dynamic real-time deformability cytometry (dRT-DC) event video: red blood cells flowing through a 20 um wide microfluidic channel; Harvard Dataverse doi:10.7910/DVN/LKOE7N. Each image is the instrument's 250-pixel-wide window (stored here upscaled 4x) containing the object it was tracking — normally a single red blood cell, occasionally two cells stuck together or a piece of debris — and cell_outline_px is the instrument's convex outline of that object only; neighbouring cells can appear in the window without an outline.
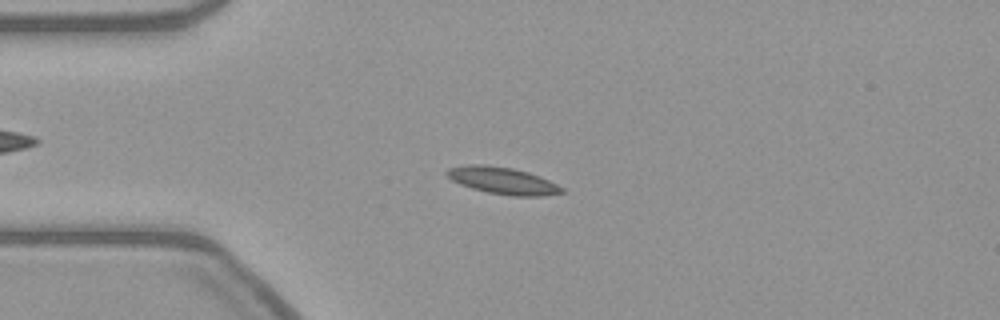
{"species": "common noctule bat (a hibernating species)", "species_latin": "Nyctalus noctula", "temperature_condition": "warm", "stored_images_in_passage": 55, "camera_frame_rate_fps": 3000, "um_per_image_px": 0.085, "animal": {"sex": "female", "body_mass_g": 21.9}, "frame": {"image": 1, "passage_image": 13, "time_ms": 4.0, "image_size_px": [1000, 320], "cell_outline_px": [[564, 192], [544, 196], [512, 196], [488, 192], [472, 188], [460, 184], [452, 180], [444, 172], [448, 168], [468, 164], [484, 164], [512, 168], [528, 172], [540, 176], [564, 188]], "centroid_in_image_um": [42.72, 15.35], "position_along_channel_um": 42.3, "area_um2": 18.03}}
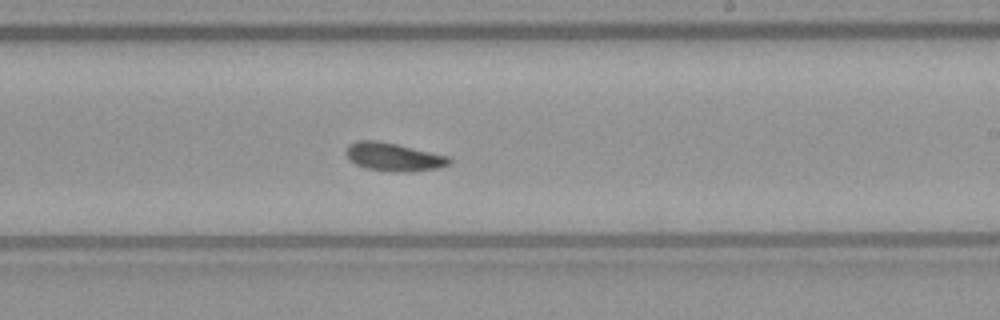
{"frame": {"image": 2, "passage_image": 32, "time_ms": 10.333, "image_size_px": [1000, 320], "cell_outline_px": [[452, 160], [448, 164], [436, 168], [412, 172], [392, 172], [364, 168], [348, 160], [348, 144], [356, 140], [376, 140], [396, 144], [448, 156]], "centroid_in_image_um": [33.43, 13.35], "position_along_channel_um": 255.6, "area_um2": 16.88}}
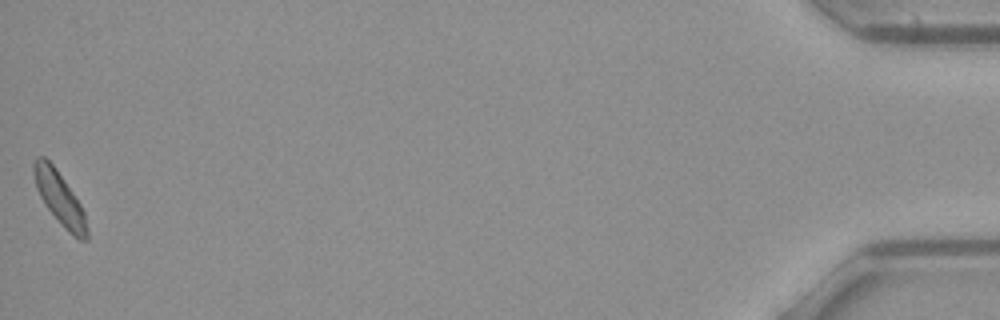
{"frame": {"image": 3, "passage_image": 55, "time_ms": 18.0, "image_size_px": [1000, 320], "cell_outline_px": [[88, 240], [80, 240], [72, 236], [64, 228], [48, 208], [40, 196], [36, 188], [32, 168], [32, 164], [36, 156], [44, 156], [56, 168], [80, 204], [84, 212], [88, 228]], "centroid_in_image_um": [5.06, 16.85], "position_along_channel_um": 430.1, "area_um2": 16.3}}